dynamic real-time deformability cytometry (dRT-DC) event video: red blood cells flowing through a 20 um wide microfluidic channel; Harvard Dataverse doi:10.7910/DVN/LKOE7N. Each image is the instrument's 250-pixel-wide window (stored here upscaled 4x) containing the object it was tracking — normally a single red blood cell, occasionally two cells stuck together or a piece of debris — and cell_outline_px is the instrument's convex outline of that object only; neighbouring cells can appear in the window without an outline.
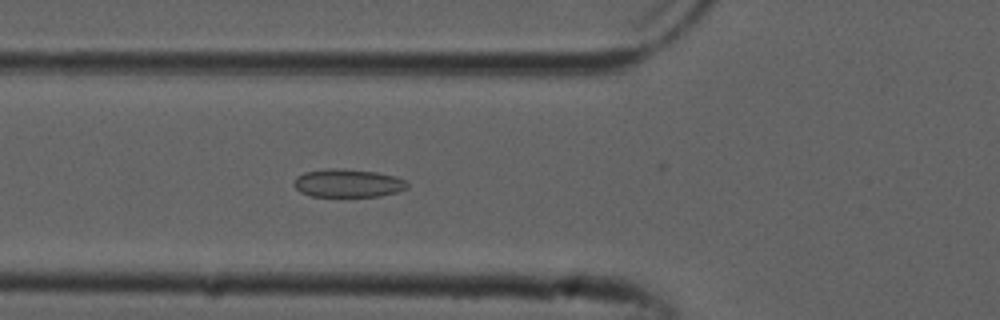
{"species": "common noctule bat (a hibernating species)", "species_latin": "Nyctalus noctula", "temperature_condition": "cold", "stored_images_in_passage": 31, "camera_frame_rate_fps": 3000, "um_per_image_px": 0.085, "animal": {"sex": "male", "forearm_length_mm": 52.5}, "frame": {"image": 1, "passage_image": 6, "time_ms": 1.667, "image_size_px": [1000, 320], "cell_outline_px": [[408, 188], [396, 192], [380, 196], [312, 196], [300, 192], [292, 184], [296, 176], [304, 172], [324, 168], [340, 168], [376, 172], [396, 176], [404, 180], [408, 184]], "centroid_in_image_um": [29.54, 15.56], "position_along_channel_um": 96.3, "area_um2": 18.73}}
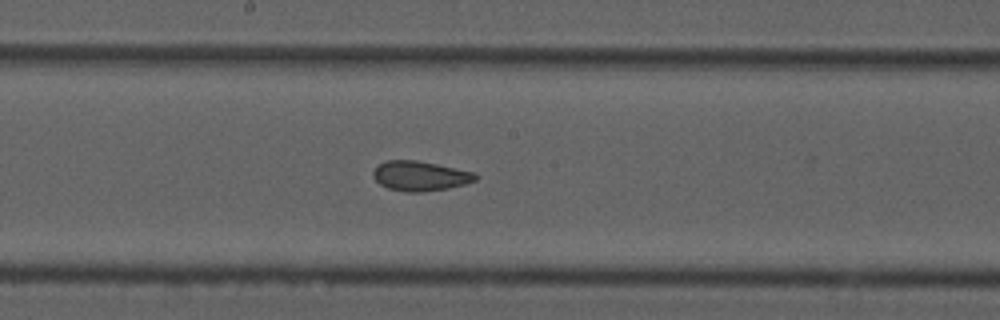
{"frame": {"image": 2, "passage_image": 15, "time_ms": 4.667, "image_size_px": [1000, 320], "cell_outline_px": [[480, 176], [476, 180], [464, 184], [448, 188], [420, 192], [408, 192], [388, 188], [380, 184], [372, 176], [372, 172], [380, 164], [388, 160], [416, 160], [476, 172]], "centroid_in_image_um": [35.74, 14.95], "position_along_channel_um": 212.5, "area_um2": 17.69}}
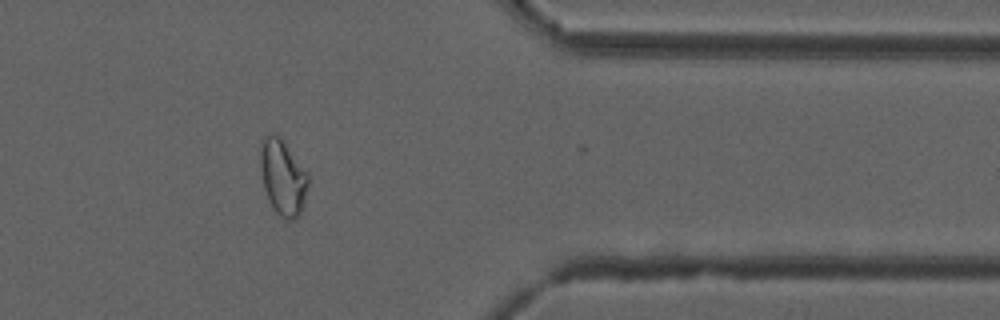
{"frame": {"image": 3, "passage_image": 30, "time_ms": 9.667, "image_size_px": [1000, 320], "cell_outline_px": [[308, 184], [300, 216], [296, 220], [284, 220], [272, 208], [268, 200], [264, 188], [260, 168], [260, 140], [264, 136], [272, 132], [276, 132], [284, 140], [308, 172]], "centroid_in_image_um": [24.03, 15.04], "position_along_channel_um": 387.4, "area_um2": 21.68}, "authors_computed_cell_mechanics": {"area_um2": 18.0914, "velocity_mm_per_s": 3.8627, "shape_relaxation_time_tau1_ms": null, "shape_relaxation_time_tau2_ms": 2.2874, "deformation_change_tau1": null, "deformation_change_tau2": 0.0611}}